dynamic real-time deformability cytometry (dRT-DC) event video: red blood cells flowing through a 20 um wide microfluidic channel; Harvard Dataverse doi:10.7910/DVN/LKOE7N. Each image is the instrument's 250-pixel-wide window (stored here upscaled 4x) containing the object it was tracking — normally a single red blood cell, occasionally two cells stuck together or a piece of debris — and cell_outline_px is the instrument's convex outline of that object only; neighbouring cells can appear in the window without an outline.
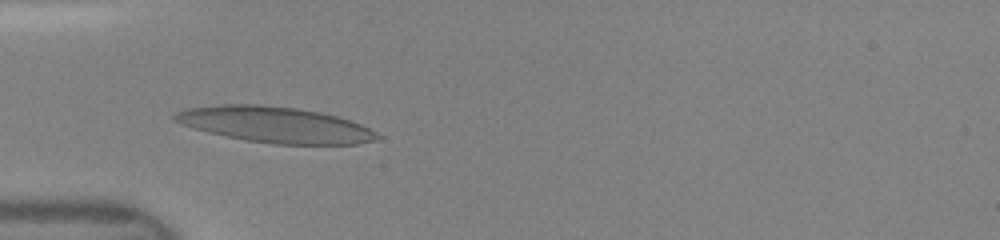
{"species": "human", "species_latin": "Homo sapiens", "temperature_condition": "room temperature", "stored_images_in_passage": 38, "camera_frame_rate_fps": 3000, "um_per_image_px": 0.085, "donor": {"sex": "female"}, "frame": {"image": 1, "passage_image": 14, "time_ms": 4.333, "image_size_px": [1000, 240], "cell_outline_px": [[380, 136], [372, 140], [356, 144], [272, 144], [248, 140], [208, 132], [180, 124], [172, 120], [172, 116], [176, 112], [188, 108], [224, 104], [260, 104], [300, 108], [320, 112], [336, 116], [360, 124], [376, 132]], "centroid_in_image_um": [23.34, 10.58], "position_along_channel_um": 61.7, "area_um2": 42.02}}
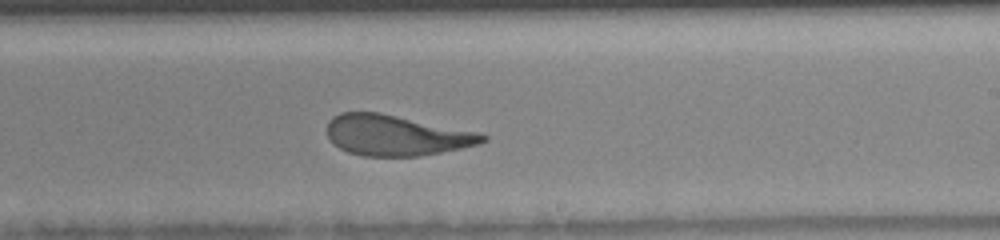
{"frame": {"image": 2, "passage_image": 28, "time_ms": 9.0, "image_size_px": [1000, 240], "cell_outline_px": [[488, 140], [480, 144], [420, 156], [364, 156], [348, 152], [332, 144], [328, 136], [328, 120], [332, 116], [340, 112], [380, 112], [480, 132], [488, 136]], "centroid_in_image_um": [33.67, 11.49], "position_along_channel_um": 255.3, "area_um2": 37.05}}
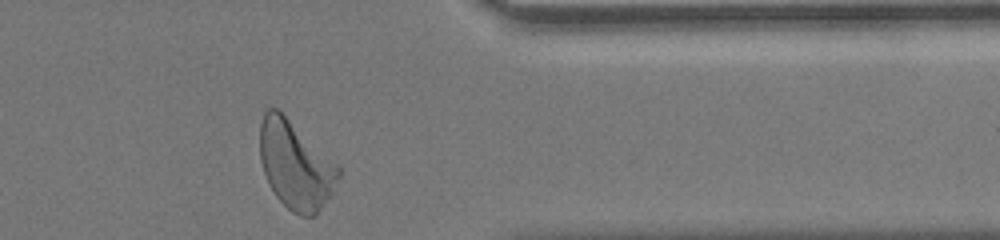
{"frame": {"image": 3, "passage_image": 38, "time_ms": 12.333, "image_size_px": [1000, 240], "cell_outline_px": [[340, 176], [332, 196], [316, 216], [304, 216], [292, 212], [276, 196], [268, 184], [260, 160], [260, 124], [264, 112], [268, 108], [280, 108], [340, 168]], "centroid_in_image_um": [25.12, 14.03], "position_along_channel_um": 386.3, "area_um2": 40.58}}